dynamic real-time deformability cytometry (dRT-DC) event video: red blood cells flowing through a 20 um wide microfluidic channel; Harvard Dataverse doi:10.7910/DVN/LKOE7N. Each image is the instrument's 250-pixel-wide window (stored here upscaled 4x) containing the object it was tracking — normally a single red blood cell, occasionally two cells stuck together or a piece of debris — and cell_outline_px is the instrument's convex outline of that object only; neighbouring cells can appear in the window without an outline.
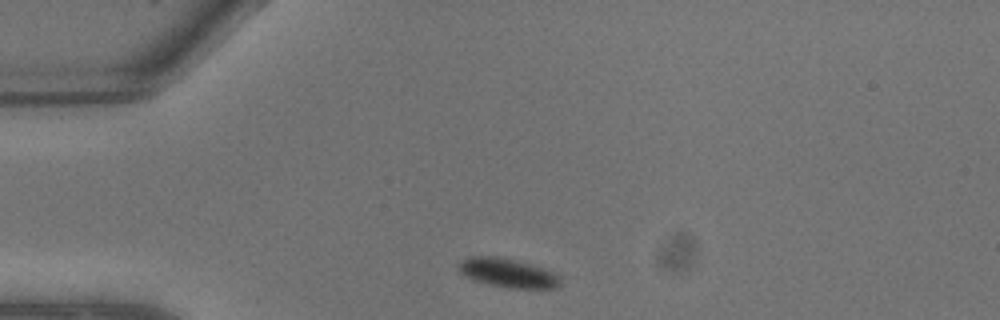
{"species": "common noctule bat (a hibernating species)", "species_latin": "Nyctalus noctula", "temperature_condition": "warm", "stored_images_in_passage": 8, "camera_frame_rate_fps": 3000, "um_per_image_px": 0.085, "animal": {"sex": "male", "body_mass_g": 13.3}, "frame": {"image": 1, "passage_image": 1, "time_ms": 0.0, "image_size_px": [1000, 320], "cell_outline_px": [[560, 284], [552, 288], [512, 288], [472, 280], [464, 276], [456, 268], [456, 264], [460, 260], [468, 256], [496, 256], [532, 264], [556, 272], [560, 276]], "centroid_in_image_um": [43.11, 23.17], "position_along_channel_um": 41.9, "area_um2": 17.34}}
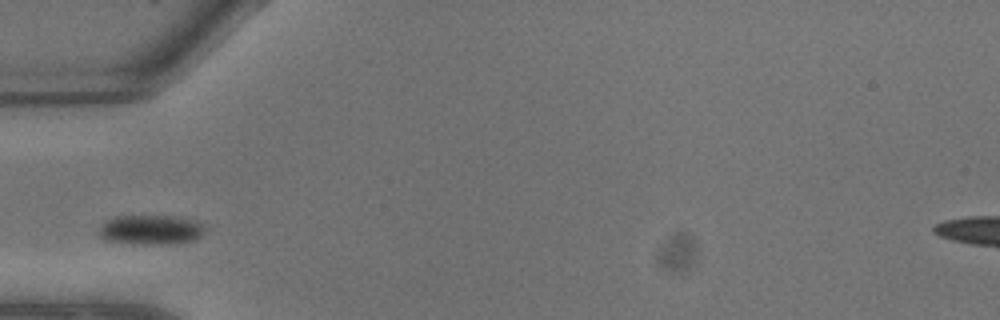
{"frame": {"image": 2, "passage_image": 3, "time_ms": 0.667, "image_size_px": [1000, 320], "cell_outline_px": [[204, 232], [196, 240], [172, 244], [132, 244], [104, 240], [100, 236], [100, 224], [112, 216], [176, 216], [196, 220], [204, 224]], "centroid_in_image_um": [12.82, 19.53], "position_along_channel_um": 72.2, "area_um2": 18.67}}
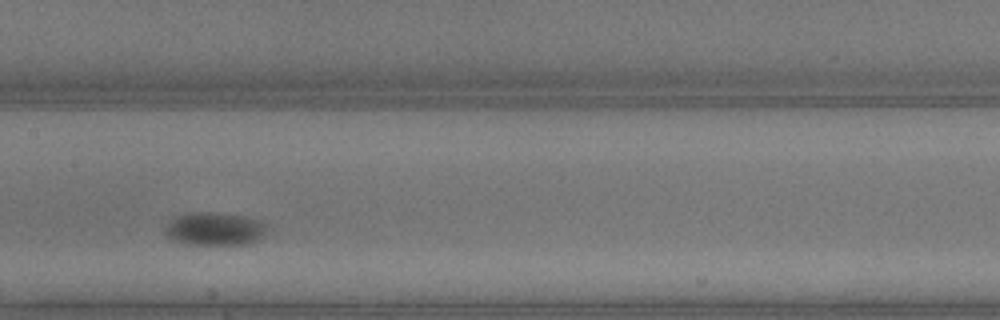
{"frame": {"image": 3, "passage_image": 7, "time_ms": 2.0, "image_size_px": [1000, 320], "cell_outline_px": [[272, 228], [260, 240], [248, 244], [184, 244], [172, 240], [168, 236], [168, 224], [176, 216], [188, 212], [208, 212], [244, 216], [260, 220], [268, 224]], "centroid_in_image_um": [18.37, 19.46], "position_along_channel_um": 189.0, "area_um2": 19.83}}